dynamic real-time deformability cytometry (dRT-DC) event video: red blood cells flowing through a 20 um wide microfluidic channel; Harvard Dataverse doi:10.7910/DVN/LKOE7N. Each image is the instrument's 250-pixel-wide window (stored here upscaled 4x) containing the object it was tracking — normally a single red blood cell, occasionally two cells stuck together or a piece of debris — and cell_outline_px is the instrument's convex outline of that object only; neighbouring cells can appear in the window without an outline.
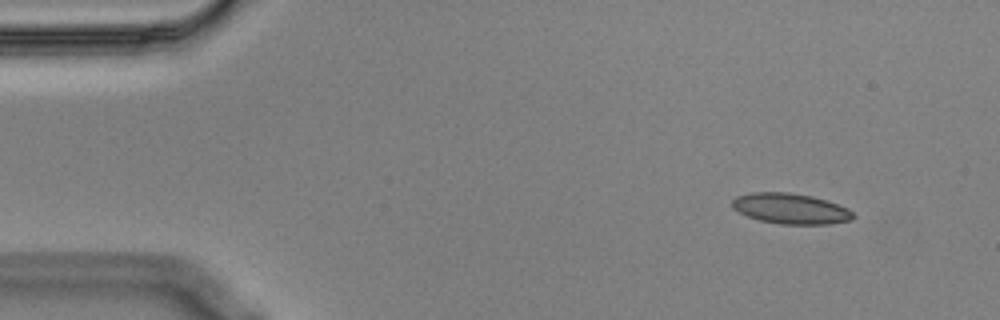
{"species": "Egyptian fruit bat (a non-hibernating species)", "species_latin": "Rousettus aegyptiacus", "temperature_condition": "cold", "stored_images_in_passage": 51, "segment_of_instrument_passage": [1, 2], "camera_frame_rate_fps": 3000, "um_per_image_px": 0.085, "animal": {"sex": "male"}, "frame": {"image": 1, "passage_image": 1, "time_ms": 0.0, "image_size_px": [1000, 320], "cell_outline_px": [[856, 216], [852, 220], [828, 224], [780, 224], [760, 220], [748, 216], [732, 208], [732, 200], [736, 196], [752, 192], [788, 192], [812, 196], [848, 208]], "centroid_in_image_um": [67.2, 17.73], "position_along_channel_um": 17.8, "area_um2": 21.44}}
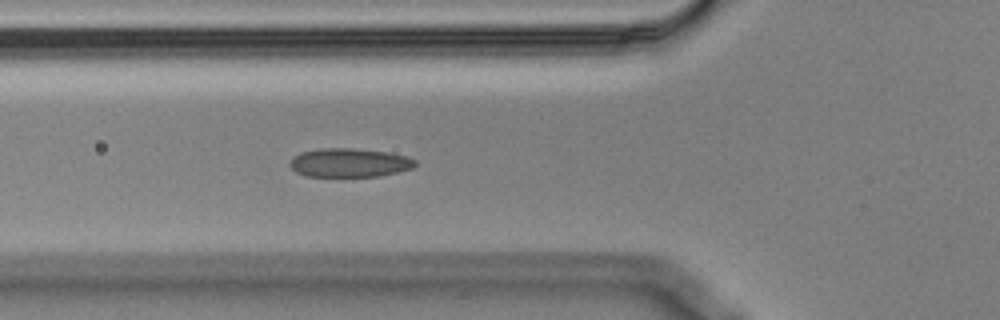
{"frame": {"image": 2, "passage_image": 15, "time_ms": 4.667, "image_size_px": [1000, 320], "cell_outline_px": [[416, 164], [412, 168], [380, 176], [308, 176], [296, 172], [288, 164], [300, 152], [320, 148], [352, 148], [388, 152], [408, 156], [416, 160]], "centroid_in_image_um": [29.72, 13.82], "position_along_channel_um": 96.1, "area_um2": 20.92}}
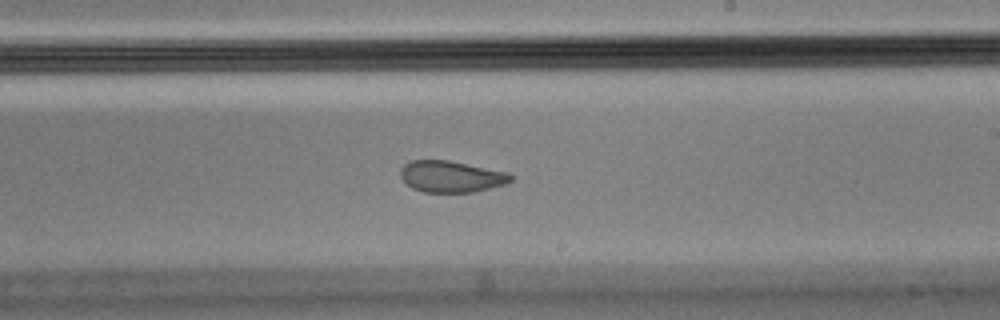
{"frame": {"image": 3, "passage_image": 28, "time_ms": 9.0, "image_size_px": [1000, 320], "cell_outline_px": [[512, 180], [504, 184], [472, 192], [424, 192], [412, 188], [400, 176], [400, 168], [404, 164], [412, 160], [448, 160], [508, 172], [512, 176]], "centroid_in_image_um": [38.32, 15.0], "position_along_channel_um": 250.7, "area_um2": 20.06}}